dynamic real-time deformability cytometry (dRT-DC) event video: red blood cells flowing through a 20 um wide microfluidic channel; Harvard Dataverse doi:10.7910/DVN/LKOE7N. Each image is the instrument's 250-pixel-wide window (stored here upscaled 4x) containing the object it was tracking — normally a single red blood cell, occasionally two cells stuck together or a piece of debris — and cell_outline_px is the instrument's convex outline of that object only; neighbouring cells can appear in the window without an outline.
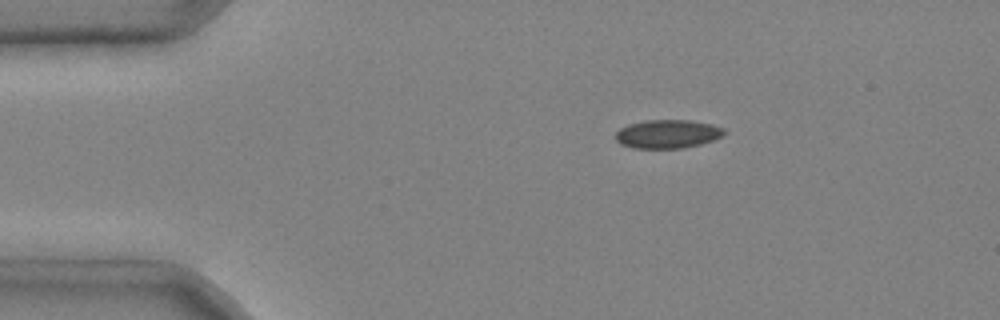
{"species": "common noctule bat (a hibernating species)", "species_latin": "Nyctalus noctula", "temperature_condition": "cold", "stored_images_in_passage": 4, "camera_frame_rate_fps": 3000, "um_per_image_px": 0.085, "animal": {"sex": "male", "body_mass_g": 20.4}, "frame": {"image": 1, "passage_image": 1, "time_ms": 0.0, "image_size_px": [1000, 320], "cell_outline_px": [[728, 132], [712, 140], [700, 144], [680, 148], [632, 148], [620, 144], [616, 140], [616, 132], [620, 128], [628, 124], [644, 120], [688, 120], [712, 124], [724, 128]], "centroid_in_image_um": [56.73, 11.38], "position_along_channel_um": 28.3, "area_um2": 18.09}}
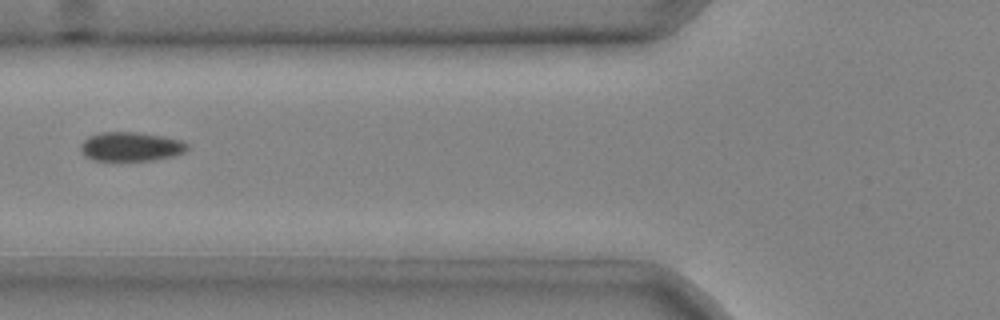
{"frame": {"image": 2, "passage_image": 3, "time_ms": 0.667, "image_size_px": [1000, 320], "cell_outline_px": [[188, 148], [184, 152], [172, 156], [152, 160], [92, 160], [84, 156], [80, 148], [80, 144], [88, 136], [100, 132], [136, 132], [164, 136], [180, 140], [188, 144]], "centroid_in_image_um": [11.09, 12.45], "position_along_channel_um": 114.7, "area_um2": 18.09}}
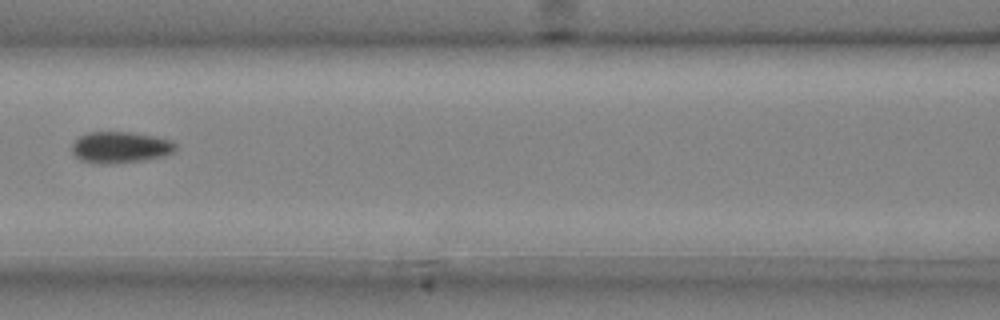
{"frame": {"image": 3, "passage_image": 4, "time_ms": 1.0, "image_size_px": [1000, 320], "cell_outline_px": [[176, 148], [172, 152], [164, 156], [144, 160], [108, 164], [100, 164], [80, 160], [72, 152], [72, 144], [80, 136], [88, 132], [132, 132], [156, 136], [172, 140], [176, 144]], "centroid_in_image_um": [10.24, 12.52], "position_along_channel_um": 156.4, "area_um2": 19.02}}